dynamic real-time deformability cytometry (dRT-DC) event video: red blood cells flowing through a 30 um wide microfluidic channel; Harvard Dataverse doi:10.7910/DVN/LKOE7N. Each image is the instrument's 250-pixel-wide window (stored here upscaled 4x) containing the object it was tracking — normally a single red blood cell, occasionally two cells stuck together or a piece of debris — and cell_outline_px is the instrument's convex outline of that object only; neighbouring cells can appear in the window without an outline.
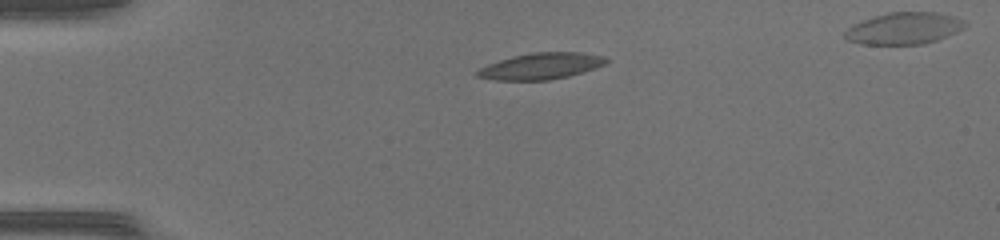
{"species": "common noctule bat (a hibernating species)", "species_latin": "Nyctalus noctula", "temperature_condition": "warm", "stored_images_in_passage": 40, "segment_of_instrument_passage": [1, 2], "camera_frame_rate_fps": 3000, "um_per_image_px": 0.085, "animal": {"sex": "female", "body_mass_g": 17.0, "forearm_length_mm": 48.0}, "frame": {"image": 1, "passage_image": 1, "time_ms": 0.0, "image_size_px": [1000, 240], "cell_outline_px": [[608, 60], [604, 64], [596, 68], [568, 76], [548, 80], [496, 80], [476, 76], [476, 72], [480, 68], [488, 64], [512, 56], [532, 52], [580, 52], [604, 56]], "centroid_in_image_um": [45.99, 5.61], "position_along_channel_um": 39.0, "area_um2": 19.65}}
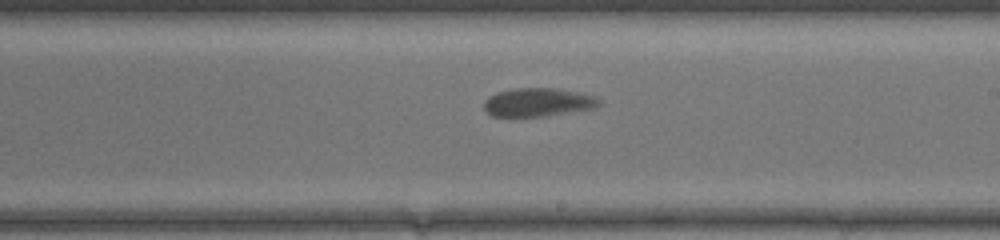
{"frame": {"image": 2, "passage_image": 19, "time_ms": 6.0, "image_size_px": [1000, 240], "cell_outline_px": [[600, 104], [596, 108], [544, 116], [492, 116], [484, 108], [484, 100], [488, 96], [496, 92], [512, 88], [556, 88], [596, 96], [600, 100]], "centroid_in_image_um": [45.72, 8.68], "position_along_channel_um": 243.3, "area_um2": 19.13}}
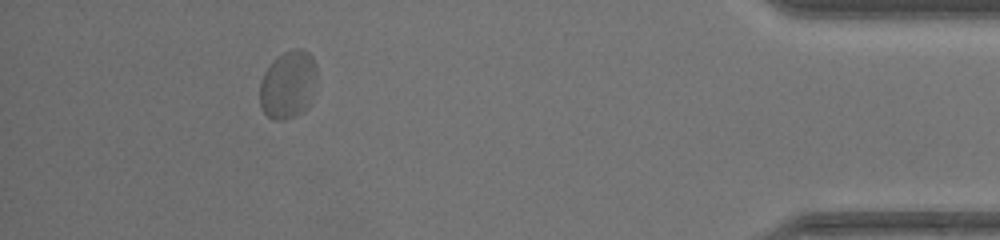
{"frame": {"image": 3, "passage_image": 35, "time_ms": 11.333, "image_size_px": [1000, 240], "cell_outline_px": [[316, 80], [312, 96], [308, 108], [296, 116], [284, 120], [272, 120], [260, 108], [260, 84], [264, 72], [284, 52], [296, 48], [300, 48], [308, 52], [312, 56], [316, 64]], "centroid_in_image_um": [24.5, 7.23], "position_along_channel_um": 410.7, "area_um2": 22.6}}